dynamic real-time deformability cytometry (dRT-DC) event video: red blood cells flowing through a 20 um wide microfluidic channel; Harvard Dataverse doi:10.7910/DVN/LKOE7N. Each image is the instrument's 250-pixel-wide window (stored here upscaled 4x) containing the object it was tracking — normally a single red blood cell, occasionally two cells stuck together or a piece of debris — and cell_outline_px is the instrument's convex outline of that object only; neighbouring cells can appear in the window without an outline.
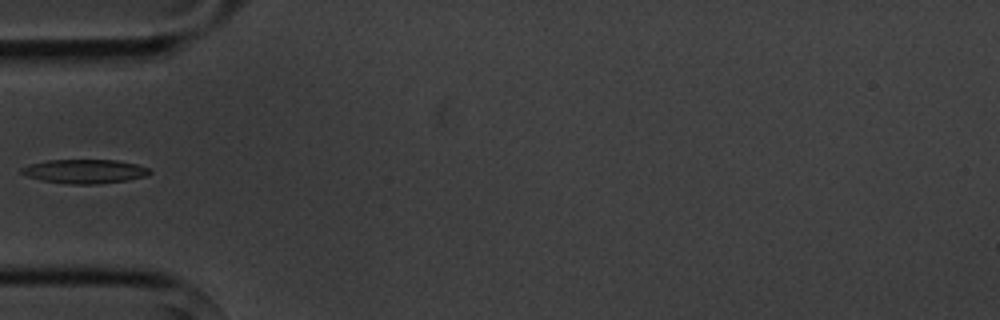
{"species": "common noctule bat (a hibernating species)", "species_latin": "Nyctalus noctula", "temperature_condition": "cold", "stored_images_in_passage": 7, "camera_frame_rate_fps": 3000, "um_per_image_px": 0.085, "animal": {"sex": "male", "body_mass_g": 20.1, "forearm_length_mm": 53.5}, "frame": {"image": 1, "passage_image": 6, "time_ms": 6.0, "image_size_px": [1000, 320], "cell_outline_px": [[152, 172], [148, 176], [128, 180], [96, 184], [68, 184], [44, 180], [28, 176], [20, 172], [20, 168], [28, 164], [48, 160], [116, 160], [136, 164], [148, 168]], "centroid_in_image_um": [7.21, 14.56], "position_along_channel_um": 77.8, "area_um2": 17.92}}
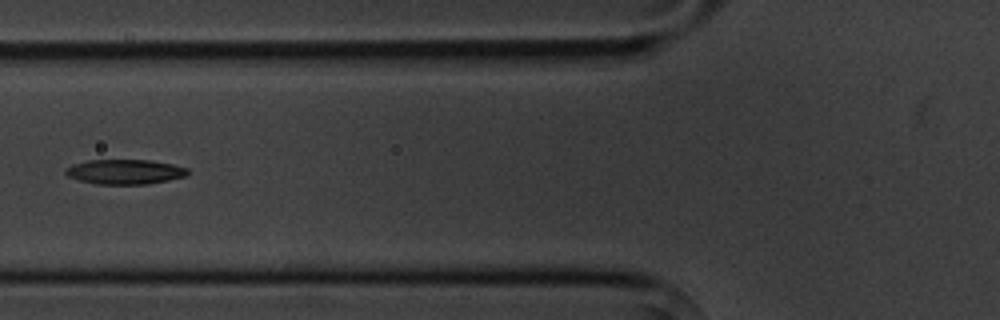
{"frame": {"image": 2, "passage_image": 7, "time_ms": 7.0, "image_size_px": [1000, 320], "cell_outline_px": [[188, 176], [148, 184], [96, 184], [80, 180], [68, 176], [64, 172], [64, 168], [72, 164], [88, 160], [148, 160], [172, 164], [188, 168]], "centroid_in_image_um": [10.61, 14.6], "position_along_channel_um": 115.2, "area_um2": 17.69}}